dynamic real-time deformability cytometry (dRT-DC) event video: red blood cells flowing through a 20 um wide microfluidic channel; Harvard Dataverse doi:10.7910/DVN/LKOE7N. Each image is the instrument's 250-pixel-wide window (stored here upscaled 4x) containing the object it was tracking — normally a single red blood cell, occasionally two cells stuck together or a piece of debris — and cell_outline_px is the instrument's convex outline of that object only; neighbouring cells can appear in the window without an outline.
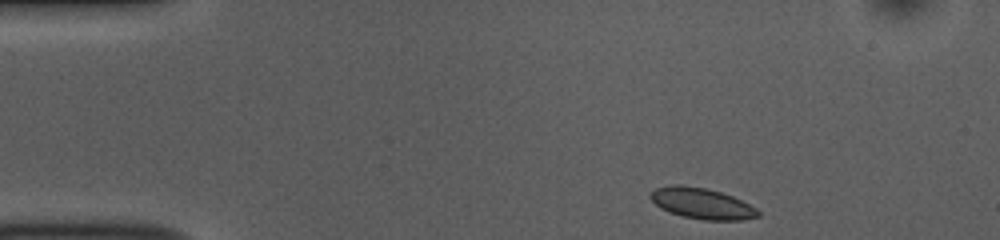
{"species": "common noctule bat (a hibernating species)", "species_latin": "Nyctalus noctula", "temperature_condition": "room temperature", "stored_images_in_passage": 46, "camera_frame_rate_fps": 3000, "um_per_image_px": 0.085, "animal": {"sex": "female", "body_mass_g": 10.0, "forearm_length_mm": 53.1}, "frame": {"image": 1, "passage_image": 1, "time_ms": 0.0, "image_size_px": [1000, 240], "cell_outline_px": [[760, 216], [744, 220], [704, 220], [684, 216], [660, 208], [648, 196], [648, 192], [656, 188], [668, 184], [680, 184], [708, 188], [732, 196], [756, 208], [760, 212]], "centroid_in_image_um": [59.63, 17.27], "position_along_channel_um": 25.4, "area_um2": 19.48}}
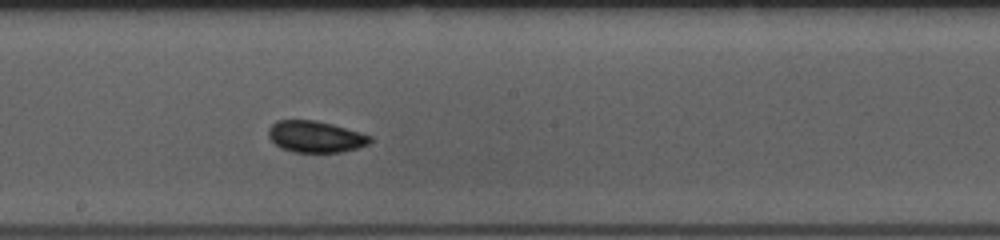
{"frame": {"image": 2, "passage_image": 22, "time_ms": 7.0, "image_size_px": [1000, 240], "cell_outline_px": [[372, 140], [368, 144], [356, 148], [340, 152], [292, 152], [280, 148], [268, 136], [268, 128], [276, 120], [316, 120], [332, 124], [360, 132], [372, 136]], "centroid_in_image_um": [26.8, 11.61], "position_along_channel_um": 221.4, "area_um2": 18.67}}
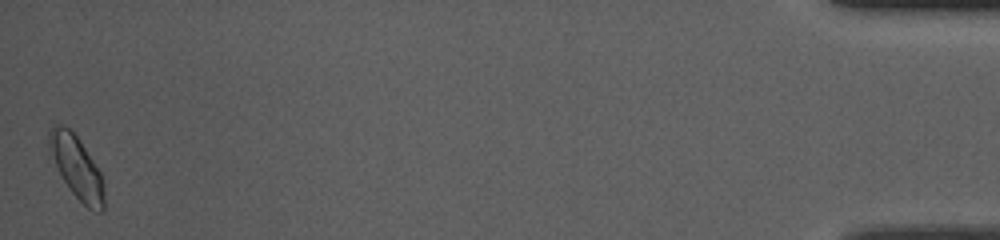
{"frame": {"image": 3, "passage_image": 46, "time_ms": 15.0, "image_size_px": [1000, 240], "cell_outline_px": [[104, 212], [92, 212], [72, 192], [48, 160], [48, 132], [52, 124], [64, 124], [80, 140], [100, 172], [104, 184]], "centroid_in_image_um": [6.45, 14.2], "position_along_channel_um": 428.7, "area_um2": 20.69}, "authors_computed_cell_mechanics": {"area_um2": 18.6983, "velocity_mm_per_s": 3.7266, "shape_relaxation_time_tau1_ms": 2.3018, "shape_relaxation_time_tau2_ms": 1.1921, "deformation_change_tau1": 0.0509, "deformation_change_tau2": 0.0462}}